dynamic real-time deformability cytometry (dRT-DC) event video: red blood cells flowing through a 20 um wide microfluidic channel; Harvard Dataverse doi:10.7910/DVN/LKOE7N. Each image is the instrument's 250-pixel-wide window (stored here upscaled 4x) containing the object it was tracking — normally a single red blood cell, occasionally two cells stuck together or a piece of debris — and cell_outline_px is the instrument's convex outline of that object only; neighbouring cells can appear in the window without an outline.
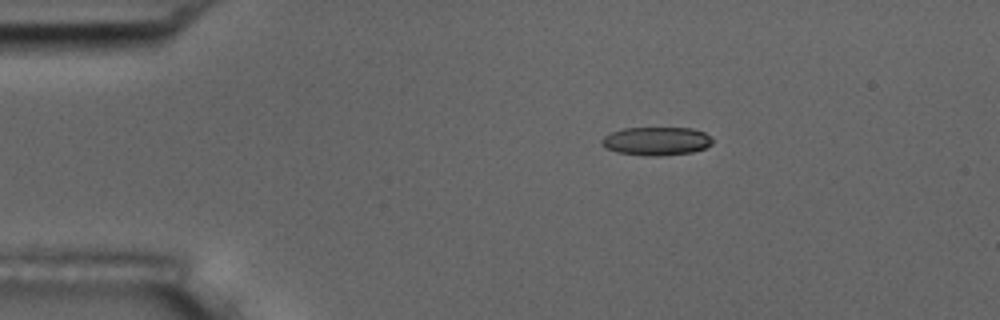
{"species": "common noctule bat (a hibernating species)", "species_latin": "Nyctalus noctula", "temperature_condition": "room temperature", "stored_images_in_passage": 6, "camera_frame_rate_fps": 3000, "um_per_image_px": 0.085, "animal": {"sex": "male", "body_mass_g": 17.5, "forearm_length_mm": 52.3}, "frame": {"image": 1, "passage_image": 3, "time_ms": 2.333, "image_size_px": [1000, 320], "cell_outline_px": [[712, 144], [704, 148], [692, 152], [660, 156], [644, 156], [616, 152], [604, 148], [600, 144], [600, 140], [604, 136], [612, 132], [624, 128], [692, 128], [704, 132], [712, 140]], "centroid_in_image_um": [55.74, 12.0], "position_along_channel_um": 29.3, "area_um2": 18.44}}
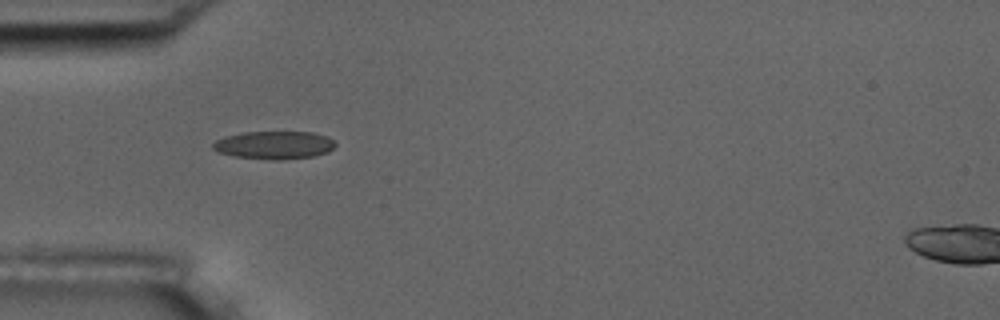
{"frame": {"image": 2, "passage_image": 5, "time_ms": 4.667, "image_size_px": [1000, 320], "cell_outline_px": [[336, 144], [328, 152], [312, 156], [284, 160], [268, 160], [232, 156], [216, 152], [212, 148], [212, 144], [216, 140], [224, 136], [244, 132], [312, 132], [328, 136]], "centroid_in_image_um": [23.26, 12.34], "position_along_channel_um": 61.7, "area_um2": 20.17}}